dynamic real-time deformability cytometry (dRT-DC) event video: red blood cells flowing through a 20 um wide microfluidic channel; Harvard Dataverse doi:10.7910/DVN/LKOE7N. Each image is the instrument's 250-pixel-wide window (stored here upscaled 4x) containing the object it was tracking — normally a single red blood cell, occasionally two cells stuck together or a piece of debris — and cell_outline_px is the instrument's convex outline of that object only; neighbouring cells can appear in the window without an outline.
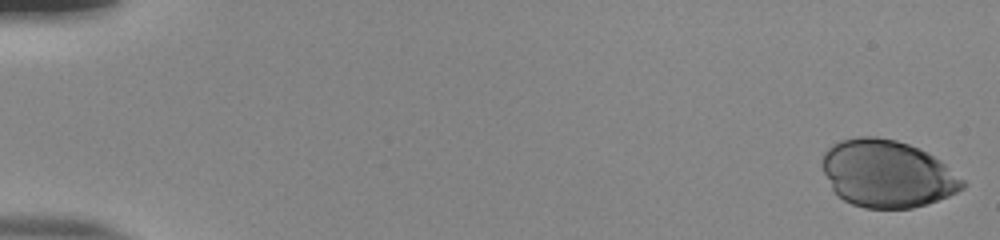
{"species": "human", "species_latin": "Homo sapiens", "temperature_condition": "room temperature", "stored_images_in_passage": 54, "camera_frame_rate_fps": 3000, "um_per_image_px": 0.085, "donor": {"sex": "male"}, "frame": {"image": 1, "passage_image": 1, "time_ms": 0.0, "image_size_px": [1000, 240], "cell_outline_px": [[968, 184], [964, 188], [948, 196], [912, 208], [864, 208], [852, 204], [844, 200], [832, 188], [820, 164], [824, 152], [832, 144], [840, 140], [856, 136], [876, 136], [896, 140], [920, 148], [940, 160], [964, 180]], "centroid_in_image_um": [75.4, 14.75], "position_along_channel_um": 9.6, "area_um2": 55.03}}
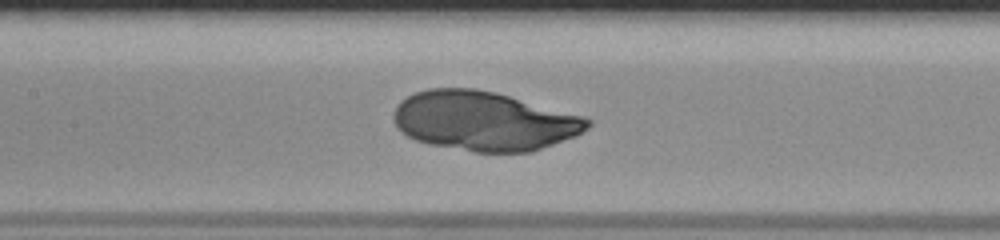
{"frame": {"image": 2, "passage_image": 27, "time_ms": 8.667, "image_size_px": [1000, 240], "cell_outline_px": [[592, 124], [588, 128], [576, 136], [532, 152], [472, 152], [432, 144], [416, 140], [400, 132], [396, 128], [392, 120], [392, 116], [396, 104], [400, 100], [416, 92], [428, 88], [476, 88], [508, 96], [584, 116], [592, 120]], "centroid_in_image_um": [41.11, 10.29], "position_along_channel_um": 166.3, "area_um2": 67.16}}
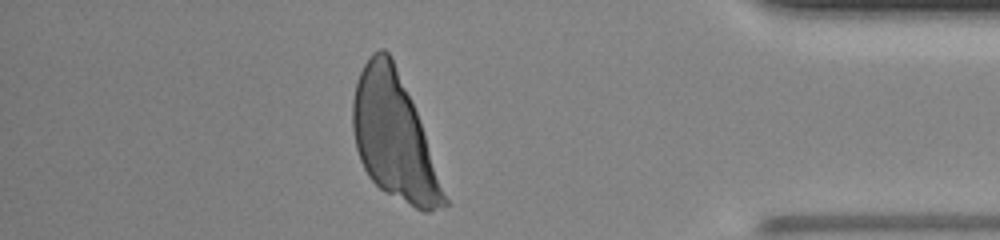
{"frame": {"image": 3, "passage_image": 48, "time_ms": 15.667, "image_size_px": [1000, 240], "cell_outline_px": [[448, 204], [444, 208], [428, 212], [424, 212], [384, 192], [368, 176], [360, 160], [356, 148], [352, 128], [352, 100], [356, 80], [364, 64], [372, 52], [380, 48], [384, 48], [392, 56], [416, 112], [448, 200]], "centroid_in_image_um": [33.45, 11.61], "position_along_channel_um": 401.8, "area_um2": 66.12}}